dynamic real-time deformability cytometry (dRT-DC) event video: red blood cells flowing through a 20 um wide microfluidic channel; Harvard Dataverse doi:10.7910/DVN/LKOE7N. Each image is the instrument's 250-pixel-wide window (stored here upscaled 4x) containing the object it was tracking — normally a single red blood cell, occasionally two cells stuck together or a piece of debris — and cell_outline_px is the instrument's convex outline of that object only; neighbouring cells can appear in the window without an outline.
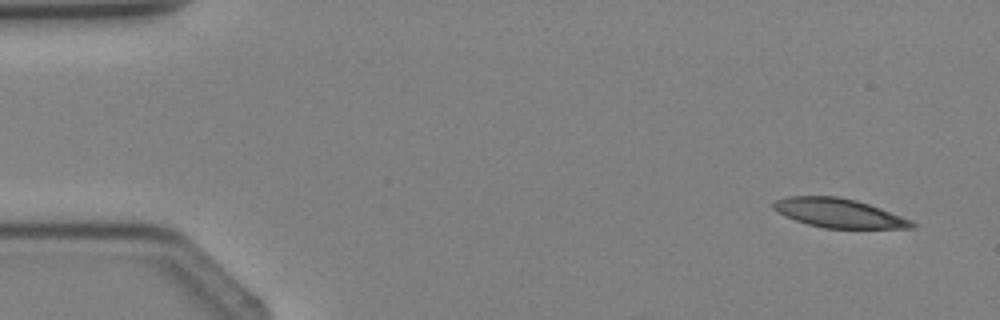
{"species": "Egyptian fruit bat (a non-hibernating species)", "species_latin": "Rousettus aegyptiacus", "temperature_condition": "cold", "stored_images_in_passage": 4, "camera_frame_rate_fps": 3000, "um_per_image_px": 0.085, "animal": {"sex": "female"}, "frame": {"image": 1, "passage_image": 1, "time_ms": 0.0, "image_size_px": [1000, 320], "cell_outline_px": [[916, 228], [824, 228], [808, 224], [796, 220], [776, 212], [772, 208], [772, 204], [776, 200], [788, 196], [836, 196], [856, 200], [880, 208], [912, 220], [916, 224]], "centroid_in_image_um": [71.29, 18.11], "position_along_channel_um": 13.7, "area_um2": 23.35}}
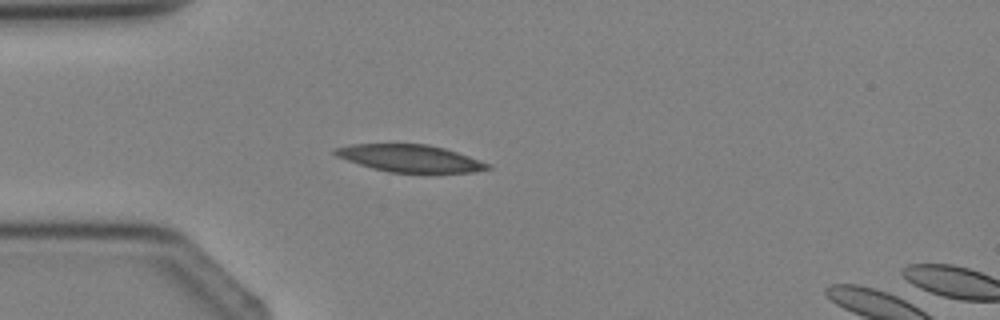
{"frame": {"image": 2, "passage_image": 3, "time_ms": 2.667, "image_size_px": [1000, 320], "cell_outline_px": [[492, 168], [472, 172], [388, 172], [372, 168], [336, 156], [332, 152], [332, 148], [352, 144], [428, 144], [444, 148], [492, 164]], "centroid_in_image_um": [34.83, 13.45], "position_along_channel_um": 50.2, "area_um2": 24.04}}